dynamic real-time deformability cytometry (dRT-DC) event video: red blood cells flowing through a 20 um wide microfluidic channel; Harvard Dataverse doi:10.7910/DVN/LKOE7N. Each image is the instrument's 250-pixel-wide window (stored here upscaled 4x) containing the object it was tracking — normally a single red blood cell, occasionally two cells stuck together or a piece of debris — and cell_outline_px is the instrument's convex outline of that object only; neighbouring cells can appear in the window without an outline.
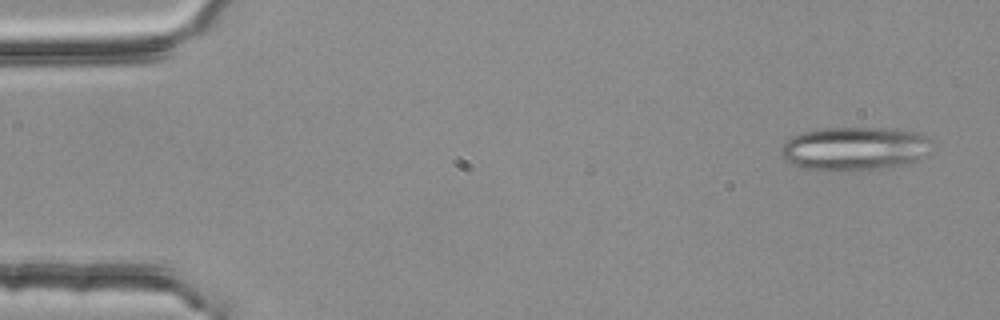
{"species": "common noctule bat (a hibernating species)", "species_latin": "Nyctalus noctula", "temperature_condition": "room temperature", "stored_images_in_passage": 54, "segment_of_instrument_passage": [1, 2], "camera_frame_rate_fps": 3000, "um_per_image_px": 0.085, "animal": {"sex": "female", "body_mass_g": 25.1}, "frame": {"image": 1, "passage_image": 3, "time_ms": 0.667, "image_size_px": [1000, 320], "cell_outline_px": [[932, 140], [920, 156], [916, 160], [884, 168], [860, 172], [816, 172], [792, 164], [784, 160], [780, 152], [780, 148], [784, 140], [792, 136], [804, 132], [824, 128], [884, 128], [916, 132]], "centroid_in_image_um": [72.49, 12.67], "position_along_channel_um": 12.5, "area_um2": 38.67}}